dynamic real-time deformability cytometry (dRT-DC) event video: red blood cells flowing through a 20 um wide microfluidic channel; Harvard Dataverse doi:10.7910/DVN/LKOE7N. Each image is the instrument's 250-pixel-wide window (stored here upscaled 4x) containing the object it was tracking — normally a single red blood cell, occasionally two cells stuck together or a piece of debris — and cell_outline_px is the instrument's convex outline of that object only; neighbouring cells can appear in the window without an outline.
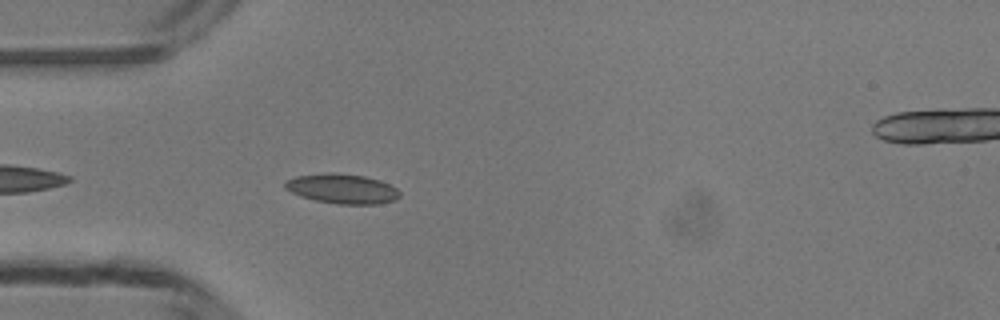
{"species": "common noctule bat (a hibernating species)", "species_latin": "Nyctalus noctula", "temperature_condition": "room temperature", "stored_images_in_passage": 33, "camera_frame_rate_fps": 3000, "um_per_image_px": 0.085, "animal": {"sex": "male", "body_mass_g": 13.3}, "frame": {"image": 1, "passage_image": 3, "time_ms": 0.667, "image_size_px": [1000, 320], "cell_outline_px": [[400, 196], [396, 200], [380, 204], [340, 204], [316, 200], [300, 196], [284, 188], [284, 180], [296, 176], [328, 172], [332, 172], [364, 176], [380, 180], [396, 188], [400, 192]], "centroid_in_image_um": [29.08, 16.04], "position_along_channel_um": 55.9, "area_um2": 19.94}}
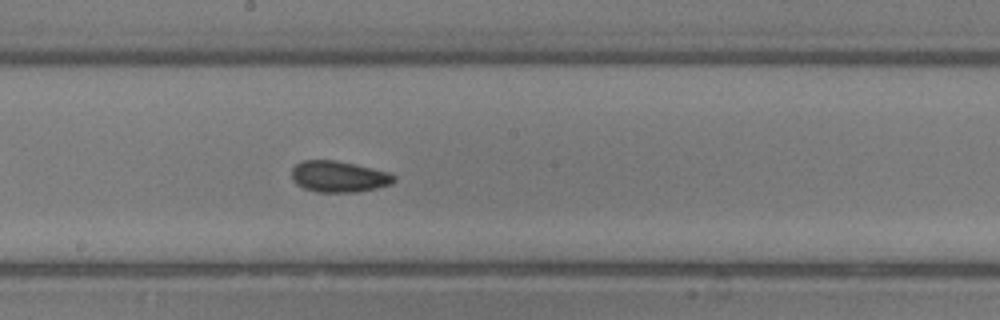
{"frame": {"image": 2, "passage_image": 15, "time_ms": 4.667, "image_size_px": [1000, 320], "cell_outline_px": [[396, 180], [392, 184], [360, 192], [316, 192], [304, 188], [296, 184], [292, 180], [292, 168], [300, 160], [336, 160], [388, 172], [396, 176]], "centroid_in_image_um": [28.78, 15.01], "position_along_channel_um": 219.4, "area_um2": 18.73}}
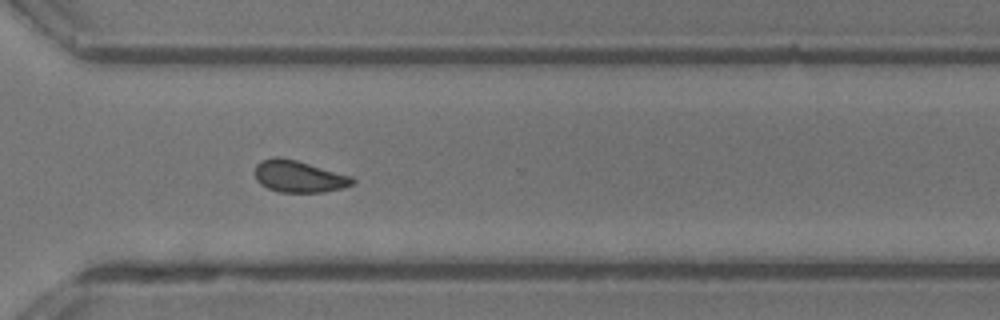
{"frame": {"image": 3, "passage_image": 24, "time_ms": 7.667, "image_size_px": [1000, 320], "cell_outline_px": [[356, 180], [352, 184], [344, 188], [324, 192], [280, 192], [268, 188], [260, 184], [256, 180], [256, 164], [260, 160], [272, 156], [280, 156], [296, 160], [352, 176]], "centroid_in_image_um": [25.39, 14.99], "position_along_channel_um": 345.2, "area_um2": 18.21}, "authors_computed_cell_mechanics": {"area_um2": 18.3804, "velocity_mm_per_s": 4.1995, "shape_relaxation_time_tau1_ms": 6.3237, "shape_relaxation_time_tau2_ms": 4.2237, "deformation_change_tau1": 0.1014, "deformation_change_tau2": 0.0828}}